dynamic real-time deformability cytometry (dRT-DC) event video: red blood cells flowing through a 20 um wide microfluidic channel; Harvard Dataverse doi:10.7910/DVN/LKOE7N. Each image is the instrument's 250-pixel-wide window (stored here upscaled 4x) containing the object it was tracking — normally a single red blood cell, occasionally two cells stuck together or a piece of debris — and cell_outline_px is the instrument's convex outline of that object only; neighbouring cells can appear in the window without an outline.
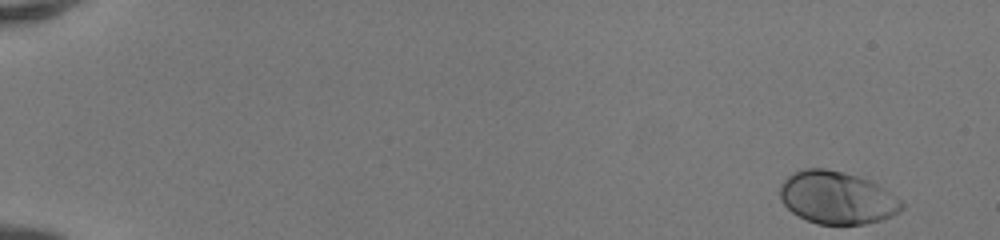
{"species": "human", "species_latin": "Homo sapiens", "temperature_condition": "room temperature", "stored_images_in_passage": 49, "camera_frame_rate_fps": 3000, "um_per_image_px": 0.085, "donor": {"sex": "female"}, "frame": {"image": 1, "passage_image": 1, "time_ms": 0.0, "image_size_px": [1000, 240], "cell_outline_px": [[904, 208], [880, 220], [864, 224], [816, 224], [792, 212], [780, 200], [780, 184], [792, 172], [804, 168], [824, 168], [844, 172], [868, 180], [884, 188], [896, 196], [904, 204]], "centroid_in_image_um": [71.11, 16.79], "position_along_channel_um": 13.9, "area_um2": 37.11}}
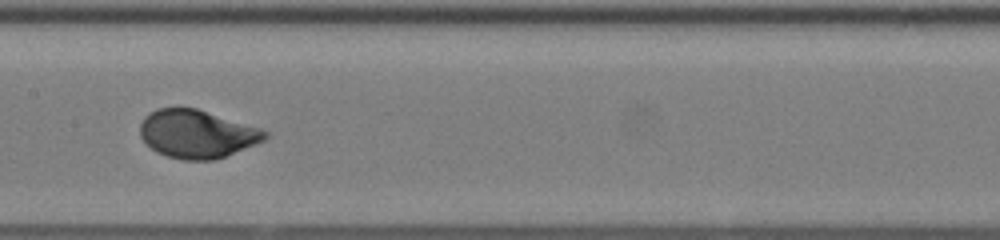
{"frame": {"image": 2, "passage_image": 26, "time_ms": 8.333, "image_size_px": [1000, 240], "cell_outline_px": [[268, 136], [264, 140], [256, 144], [216, 160], [184, 160], [168, 156], [156, 152], [140, 136], [140, 124], [144, 116], [148, 112], [156, 108], [196, 108], [260, 128], [268, 132]], "centroid_in_image_um": [16.73, 11.38], "position_along_channel_um": 190.7, "area_um2": 34.97}}
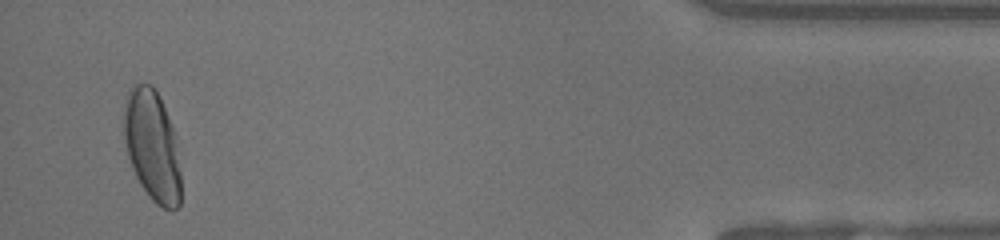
{"frame": {"image": 3, "passage_image": 47, "time_ms": 15.333, "image_size_px": [1000, 240], "cell_outline_px": [[180, 204], [172, 212], [156, 204], [148, 196], [140, 184], [132, 168], [128, 156], [124, 140], [124, 108], [128, 92], [136, 84], [152, 84], [156, 88], [160, 96], [176, 136], [180, 172]], "centroid_in_image_um": [12.95, 12.41], "position_along_channel_um": 422.3, "area_um2": 37.05}, "authors_computed_cell_mechanics": {"area_um2": 35.3158, "velocity_mm_per_s": 4.1826, "shape_relaxation_time_tau1_ms": 2.2109, "shape_relaxation_time_tau2_ms": null, "deformation_change_tau1": 0.1601, "deformation_change_tau2": null}}